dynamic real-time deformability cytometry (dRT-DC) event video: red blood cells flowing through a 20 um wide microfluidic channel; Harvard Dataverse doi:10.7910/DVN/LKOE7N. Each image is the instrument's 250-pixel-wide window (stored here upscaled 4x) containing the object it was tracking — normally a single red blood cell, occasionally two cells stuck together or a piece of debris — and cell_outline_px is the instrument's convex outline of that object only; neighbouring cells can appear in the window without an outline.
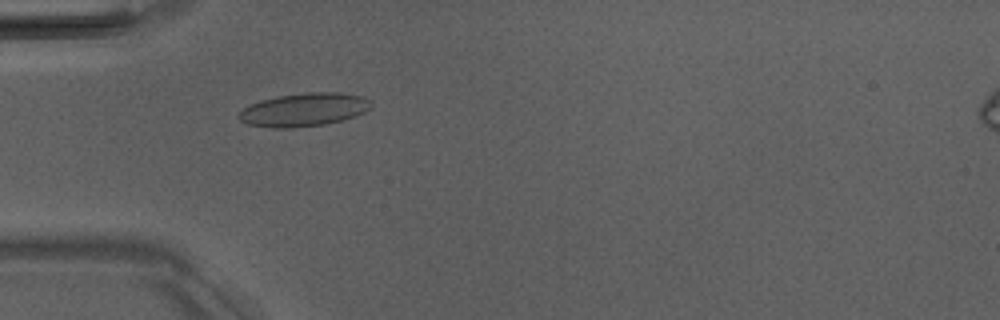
{"species": "Egyptian fruit bat (a non-hibernating species)", "species_latin": "Rousettus aegyptiacus", "temperature_condition": "room temperature", "stored_images_in_passage": 1, "camera_frame_rate_fps": 3000, "um_per_image_px": 0.085, "animal": {"sex": "male"}, "frame": {"image": 1, "passage_image": 1, "time_ms": 0.0, "image_size_px": [1000, 320], "cell_outline_px": [[372, 108], [356, 116], [344, 120], [324, 124], [292, 128], [276, 128], [248, 124], [240, 120], [236, 116], [244, 108], [260, 100], [276, 96], [304, 92], [340, 92], [364, 96], [372, 100]], "centroid_in_image_um": [25.89, 9.31], "position_along_channel_um": 59.1, "area_um2": 25.95}}